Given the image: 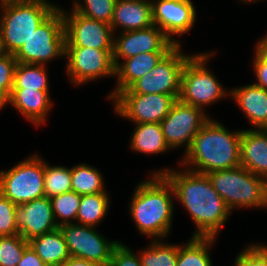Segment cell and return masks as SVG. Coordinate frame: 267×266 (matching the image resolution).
I'll return each instance as SVG.
<instances>
[{"label": "cell", "instance_id": "1", "mask_svg": "<svg viewBox=\"0 0 267 266\" xmlns=\"http://www.w3.org/2000/svg\"><path fill=\"white\" fill-rule=\"evenodd\" d=\"M150 174H163L169 180L175 200L183 205L196 225L192 237L217 238L232 211L214 189L207 174L169 167L151 170Z\"/></svg>", "mask_w": 267, "mask_h": 266}, {"label": "cell", "instance_id": "2", "mask_svg": "<svg viewBox=\"0 0 267 266\" xmlns=\"http://www.w3.org/2000/svg\"><path fill=\"white\" fill-rule=\"evenodd\" d=\"M134 189L129 211L140 234L150 239H165L171 232L174 216V189L163 174H150Z\"/></svg>", "mask_w": 267, "mask_h": 266}, {"label": "cell", "instance_id": "3", "mask_svg": "<svg viewBox=\"0 0 267 266\" xmlns=\"http://www.w3.org/2000/svg\"><path fill=\"white\" fill-rule=\"evenodd\" d=\"M241 132H231L210 118L194 136L180 166L201 174L240 166Z\"/></svg>", "mask_w": 267, "mask_h": 266}, {"label": "cell", "instance_id": "4", "mask_svg": "<svg viewBox=\"0 0 267 266\" xmlns=\"http://www.w3.org/2000/svg\"><path fill=\"white\" fill-rule=\"evenodd\" d=\"M48 0L13 1L0 4V48L15 55L33 31L56 9Z\"/></svg>", "mask_w": 267, "mask_h": 266}, {"label": "cell", "instance_id": "5", "mask_svg": "<svg viewBox=\"0 0 267 266\" xmlns=\"http://www.w3.org/2000/svg\"><path fill=\"white\" fill-rule=\"evenodd\" d=\"M214 189L233 212L238 208L267 209V179L241 165L207 174Z\"/></svg>", "mask_w": 267, "mask_h": 266}, {"label": "cell", "instance_id": "6", "mask_svg": "<svg viewBox=\"0 0 267 266\" xmlns=\"http://www.w3.org/2000/svg\"><path fill=\"white\" fill-rule=\"evenodd\" d=\"M215 54L216 52L193 54L186 61L181 74L178 99L205 112V107L230 95V91L223 88L214 73L207 67L208 60Z\"/></svg>", "mask_w": 267, "mask_h": 266}, {"label": "cell", "instance_id": "7", "mask_svg": "<svg viewBox=\"0 0 267 266\" xmlns=\"http://www.w3.org/2000/svg\"><path fill=\"white\" fill-rule=\"evenodd\" d=\"M65 55V30L62 10L58 7L14 55L17 62L46 65Z\"/></svg>", "mask_w": 267, "mask_h": 266}, {"label": "cell", "instance_id": "8", "mask_svg": "<svg viewBox=\"0 0 267 266\" xmlns=\"http://www.w3.org/2000/svg\"><path fill=\"white\" fill-rule=\"evenodd\" d=\"M37 154L0 171V192L16 205L45 196L44 160Z\"/></svg>", "mask_w": 267, "mask_h": 266}, {"label": "cell", "instance_id": "9", "mask_svg": "<svg viewBox=\"0 0 267 266\" xmlns=\"http://www.w3.org/2000/svg\"><path fill=\"white\" fill-rule=\"evenodd\" d=\"M183 46L176 45L152 70L136 80L127 90L118 94L180 95L182 69L192 54L182 53Z\"/></svg>", "mask_w": 267, "mask_h": 266}, {"label": "cell", "instance_id": "10", "mask_svg": "<svg viewBox=\"0 0 267 266\" xmlns=\"http://www.w3.org/2000/svg\"><path fill=\"white\" fill-rule=\"evenodd\" d=\"M67 78L73 86L87 84L102 77H115L113 49L65 46Z\"/></svg>", "mask_w": 267, "mask_h": 266}, {"label": "cell", "instance_id": "11", "mask_svg": "<svg viewBox=\"0 0 267 266\" xmlns=\"http://www.w3.org/2000/svg\"><path fill=\"white\" fill-rule=\"evenodd\" d=\"M209 119L210 115L202 109L177 99L168 115L160 123L169 148L173 150L184 146L185 154L194 136Z\"/></svg>", "mask_w": 267, "mask_h": 266}, {"label": "cell", "instance_id": "12", "mask_svg": "<svg viewBox=\"0 0 267 266\" xmlns=\"http://www.w3.org/2000/svg\"><path fill=\"white\" fill-rule=\"evenodd\" d=\"M71 257L109 266L114 247L120 241H109L96 227L76 223L59 226Z\"/></svg>", "mask_w": 267, "mask_h": 266}, {"label": "cell", "instance_id": "13", "mask_svg": "<svg viewBox=\"0 0 267 266\" xmlns=\"http://www.w3.org/2000/svg\"><path fill=\"white\" fill-rule=\"evenodd\" d=\"M179 96L167 94H117L113 99L114 112L134 124L161 123Z\"/></svg>", "mask_w": 267, "mask_h": 266}, {"label": "cell", "instance_id": "14", "mask_svg": "<svg viewBox=\"0 0 267 266\" xmlns=\"http://www.w3.org/2000/svg\"><path fill=\"white\" fill-rule=\"evenodd\" d=\"M62 10L65 46L113 49L114 32L108 23L87 18L78 12Z\"/></svg>", "mask_w": 267, "mask_h": 266}, {"label": "cell", "instance_id": "15", "mask_svg": "<svg viewBox=\"0 0 267 266\" xmlns=\"http://www.w3.org/2000/svg\"><path fill=\"white\" fill-rule=\"evenodd\" d=\"M114 35L113 62L115 67L124 59L140 53L154 51H171L174 43L157 25L144 29L120 32Z\"/></svg>", "mask_w": 267, "mask_h": 266}, {"label": "cell", "instance_id": "16", "mask_svg": "<svg viewBox=\"0 0 267 266\" xmlns=\"http://www.w3.org/2000/svg\"><path fill=\"white\" fill-rule=\"evenodd\" d=\"M153 22L177 45L174 35L190 32L197 19L196 7L192 0H151Z\"/></svg>", "mask_w": 267, "mask_h": 266}, {"label": "cell", "instance_id": "17", "mask_svg": "<svg viewBox=\"0 0 267 266\" xmlns=\"http://www.w3.org/2000/svg\"><path fill=\"white\" fill-rule=\"evenodd\" d=\"M15 220L19 234L27 241L58 228L46 196L17 205Z\"/></svg>", "mask_w": 267, "mask_h": 266}, {"label": "cell", "instance_id": "18", "mask_svg": "<svg viewBox=\"0 0 267 266\" xmlns=\"http://www.w3.org/2000/svg\"><path fill=\"white\" fill-rule=\"evenodd\" d=\"M7 104L30 121L35 126L44 125L48 118V112L52 109L49 90L36 89H12Z\"/></svg>", "mask_w": 267, "mask_h": 266}, {"label": "cell", "instance_id": "19", "mask_svg": "<svg viewBox=\"0 0 267 266\" xmlns=\"http://www.w3.org/2000/svg\"><path fill=\"white\" fill-rule=\"evenodd\" d=\"M110 25L114 34L154 25L151 0H116Z\"/></svg>", "mask_w": 267, "mask_h": 266}, {"label": "cell", "instance_id": "20", "mask_svg": "<svg viewBox=\"0 0 267 266\" xmlns=\"http://www.w3.org/2000/svg\"><path fill=\"white\" fill-rule=\"evenodd\" d=\"M169 52H145L122 60L115 67L116 86L107 98L111 101L120 91L127 90L136 80L152 70Z\"/></svg>", "mask_w": 267, "mask_h": 266}, {"label": "cell", "instance_id": "21", "mask_svg": "<svg viewBox=\"0 0 267 266\" xmlns=\"http://www.w3.org/2000/svg\"><path fill=\"white\" fill-rule=\"evenodd\" d=\"M229 97L248 118L254 129H267V91L253 84L234 87Z\"/></svg>", "mask_w": 267, "mask_h": 266}, {"label": "cell", "instance_id": "22", "mask_svg": "<svg viewBox=\"0 0 267 266\" xmlns=\"http://www.w3.org/2000/svg\"><path fill=\"white\" fill-rule=\"evenodd\" d=\"M240 165L267 179V129L242 130Z\"/></svg>", "mask_w": 267, "mask_h": 266}, {"label": "cell", "instance_id": "23", "mask_svg": "<svg viewBox=\"0 0 267 266\" xmlns=\"http://www.w3.org/2000/svg\"><path fill=\"white\" fill-rule=\"evenodd\" d=\"M28 243L47 266H60L71 257L59 227L30 239Z\"/></svg>", "mask_w": 267, "mask_h": 266}, {"label": "cell", "instance_id": "24", "mask_svg": "<svg viewBox=\"0 0 267 266\" xmlns=\"http://www.w3.org/2000/svg\"><path fill=\"white\" fill-rule=\"evenodd\" d=\"M130 137V149L136 153L163 154L171 150L165 140L160 123H138Z\"/></svg>", "mask_w": 267, "mask_h": 266}, {"label": "cell", "instance_id": "25", "mask_svg": "<svg viewBox=\"0 0 267 266\" xmlns=\"http://www.w3.org/2000/svg\"><path fill=\"white\" fill-rule=\"evenodd\" d=\"M110 196L108 192L81 195L76 224L96 227L107 216Z\"/></svg>", "mask_w": 267, "mask_h": 266}, {"label": "cell", "instance_id": "26", "mask_svg": "<svg viewBox=\"0 0 267 266\" xmlns=\"http://www.w3.org/2000/svg\"><path fill=\"white\" fill-rule=\"evenodd\" d=\"M215 237H192L186 245H179L177 266H213L210 247Z\"/></svg>", "mask_w": 267, "mask_h": 266}, {"label": "cell", "instance_id": "27", "mask_svg": "<svg viewBox=\"0 0 267 266\" xmlns=\"http://www.w3.org/2000/svg\"><path fill=\"white\" fill-rule=\"evenodd\" d=\"M103 174L97 167L80 163L71 167V190L79 195L107 192Z\"/></svg>", "mask_w": 267, "mask_h": 266}, {"label": "cell", "instance_id": "28", "mask_svg": "<svg viewBox=\"0 0 267 266\" xmlns=\"http://www.w3.org/2000/svg\"><path fill=\"white\" fill-rule=\"evenodd\" d=\"M179 244H169L164 239L152 240L139 257L142 266H177Z\"/></svg>", "mask_w": 267, "mask_h": 266}, {"label": "cell", "instance_id": "29", "mask_svg": "<svg viewBox=\"0 0 267 266\" xmlns=\"http://www.w3.org/2000/svg\"><path fill=\"white\" fill-rule=\"evenodd\" d=\"M46 66L18 62L14 72L13 89L49 90Z\"/></svg>", "mask_w": 267, "mask_h": 266}, {"label": "cell", "instance_id": "30", "mask_svg": "<svg viewBox=\"0 0 267 266\" xmlns=\"http://www.w3.org/2000/svg\"><path fill=\"white\" fill-rule=\"evenodd\" d=\"M71 190V168L51 166L44 160V193L49 199Z\"/></svg>", "mask_w": 267, "mask_h": 266}, {"label": "cell", "instance_id": "31", "mask_svg": "<svg viewBox=\"0 0 267 266\" xmlns=\"http://www.w3.org/2000/svg\"><path fill=\"white\" fill-rule=\"evenodd\" d=\"M53 216L56 224L76 223L77 211L81 202V195L74 191L62 193L50 198Z\"/></svg>", "mask_w": 267, "mask_h": 266}, {"label": "cell", "instance_id": "32", "mask_svg": "<svg viewBox=\"0 0 267 266\" xmlns=\"http://www.w3.org/2000/svg\"><path fill=\"white\" fill-rule=\"evenodd\" d=\"M74 0L72 9L79 14L96 21L110 24L113 18L116 0Z\"/></svg>", "mask_w": 267, "mask_h": 266}, {"label": "cell", "instance_id": "33", "mask_svg": "<svg viewBox=\"0 0 267 266\" xmlns=\"http://www.w3.org/2000/svg\"><path fill=\"white\" fill-rule=\"evenodd\" d=\"M28 246L20 234L0 237V266H17Z\"/></svg>", "mask_w": 267, "mask_h": 266}, {"label": "cell", "instance_id": "34", "mask_svg": "<svg viewBox=\"0 0 267 266\" xmlns=\"http://www.w3.org/2000/svg\"><path fill=\"white\" fill-rule=\"evenodd\" d=\"M252 63L256 75L254 84L267 91V35L256 42Z\"/></svg>", "mask_w": 267, "mask_h": 266}, {"label": "cell", "instance_id": "35", "mask_svg": "<svg viewBox=\"0 0 267 266\" xmlns=\"http://www.w3.org/2000/svg\"><path fill=\"white\" fill-rule=\"evenodd\" d=\"M234 266H267V245L248 244L236 256Z\"/></svg>", "mask_w": 267, "mask_h": 266}, {"label": "cell", "instance_id": "36", "mask_svg": "<svg viewBox=\"0 0 267 266\" xmlns=\"http://www.w3.org/2000/svg\"><path fill=\"white\" fill-rule=\"evenodd\" d=\"M16 206L0 192V237L19 234L15 220Z\"/></svg>", "mask_w": 267, "mask_h": 266}, {"label": "cell", "instance_id": "37", "mask_svg": "<svg viewBox=\"0 0 267 266\" xmlns=\"http://www.w3.org/2000/svg\"><path fill=\"white\" fill-rule=\"evenodd\" d=\"M17 63L14 55L8 53L0 54V93L7 99L13 89L14 72Z\"/></svg>", "mask_w": 267, "mask_h": 266}, {"label": "cell", "instance_id": "38", "mask_svg": "<svg viewBox=\"0 0 267 266\" xmlns=\"http://www.w3.org/2000/svg\"><path fill=\"white\" fill-rule=\"evenodd\" d=\"M109 266H142L139 254L126 244L119 242L113 249Z\"/></svg>", "mask_w": 267, "mask_h": 266}, {"label": "cell", "instance_id": "39", "mask_svg": "<svg viewBox=\"0 0 267 266\" xmlns=\"http://www.w3.org/2000/svg\"><path fill=\"white\" fill-rule=\"evenodd\" d=\"M17 266H47L39 256L28 246L23 255L22 259Z\"/></svg>", "mask_w": 267, "mask_h": 266}, {"label": "cell", "instance_id": "40", "mask_svg": "<svg viewBox=\"0 0 267 266\" xmlns=\"http://www.w3.org/2000/svg\"><path fill=\"white\" fill-rule=\"evenodd\" d=\"M60 266H103V265L98 264L96 262L87 261L85 259L70 257Z\"/></svg>", "mask_w": 267, "mask_h": 266}, {"label": "cell", "instance_id": "41", "mask_svg": "<svg viewBox=\"0 0 267 266\" xmlns=\"http://www.w3.org/2000/svg\"><path fill=\"white\" fill-rule=\"evenodd\" d=\"M7 105V98L2 93H0V111L1 109L3 110V108Z\"/></svg>", "mask_w": 267, "mask_h": 266}, {"label": "cell", "instance_id": "42", "mask_svg": "<svg viewBox=\"0 0 267 266\" xmlns=\"http://www.w3.org/2000/svg\"><path fill=\"white\" fill-rule=\"evenodd\" d=\"M239 1L242 2V3H243V2H244V3L246 2L245 4H247V3H248V4H249V3L251 4V3H256V2L259 1V0H239ZM260 1H261V0H260ZM262 1H263V0H262Z\"/></svg>", "mask_w": 267, "mask_h": 266}, {"label": "cell", "instance_id": "43", "mask_svg": "<svg viewBox=\"0 0 267 266\" xmlns=\"http://www.w3.org/2000/svg\"><path fill=\"white\" fill-rule=\"evenodd\" d=\"M13 1H32V0H0V4Z\"/></svg>", "mask_w": 267, "mask_h": 266}]
</instances>
